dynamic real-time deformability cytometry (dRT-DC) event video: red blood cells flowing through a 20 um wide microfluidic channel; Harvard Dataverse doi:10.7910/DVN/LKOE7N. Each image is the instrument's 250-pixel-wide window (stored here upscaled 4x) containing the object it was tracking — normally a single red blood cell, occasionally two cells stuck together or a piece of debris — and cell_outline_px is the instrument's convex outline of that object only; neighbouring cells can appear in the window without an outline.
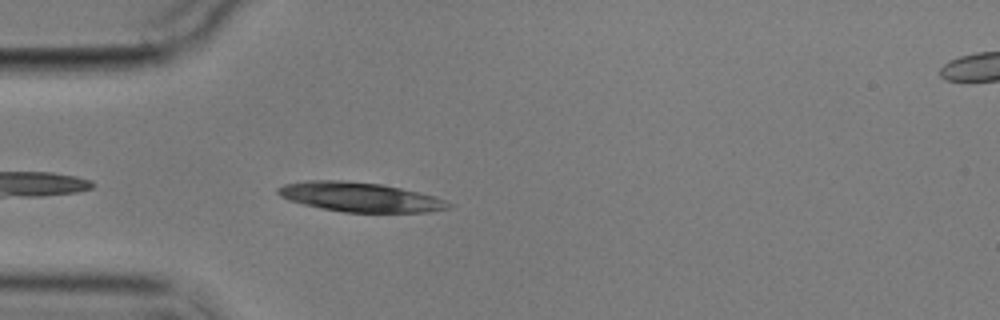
{"species": "common noctule bat (a hibernating species)", "species_latin": "Nyctalus noctula", "temperature_condition": "cold", "stored_images_in_passage": 3, "camera_frame_rate_fps": 3000, "um_per_image_px": 0.085, "animal": {"sex": "male", "body_mass_g": 17.9}, "frame": {"image": 1, "passage_image": 3, "time_ms": 3.333, "image_size_px": [1000, 320], "cell_outline_px": [[452, 208], [428, 212], [344, 212], [320, 208], [288, 200], [280, 196], [276, 192], [276, 188], [284, 184], [308, 180], [344, 180], [380, 184], [400, 188], [436, 196], [452, 204]], "centroid_in_image_um": [30.59, 16.75], "position_along_channel_um": 54.4, "area_um2": 29.3}}